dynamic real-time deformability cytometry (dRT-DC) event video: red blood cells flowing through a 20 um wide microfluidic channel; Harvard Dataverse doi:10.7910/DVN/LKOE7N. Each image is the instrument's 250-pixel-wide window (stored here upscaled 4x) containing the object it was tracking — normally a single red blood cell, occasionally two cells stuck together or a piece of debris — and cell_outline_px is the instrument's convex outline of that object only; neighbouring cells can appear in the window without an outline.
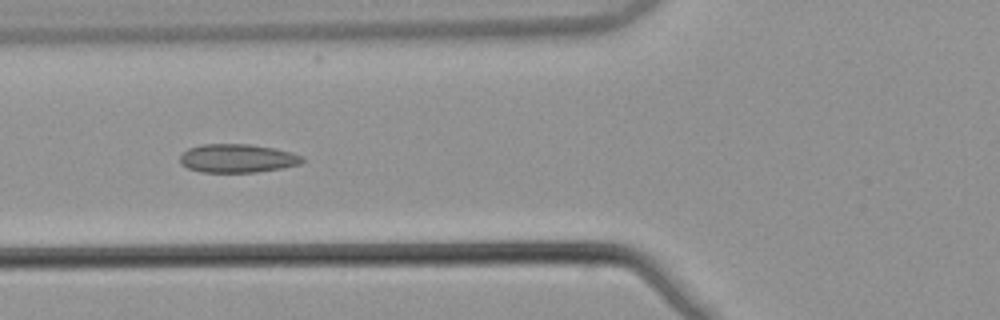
{"species": "common noctule bat (a hibernating species)", "species_latin": "Nyctalus noctula", "temperature_condition": "warm", "stored_images_in_passage": 5, "camera_frame_rate_fps": 3000, "um_per_image_px": 0.085, "animal": {"sex": "male", "body_mass_g": 21.5, "forearm_length_mm": 52.0}, "frame": {"image": 1, "passage_image": 4, "time_ms": 1.0, "image_size_px": [1000, 320], "cell_outline_px": [[304, 160], [300, 164], [280, 168], [256, 172], [200, 172], [188, 168], [180, 164], [180, 156], [188, 148], [200, 144], [248, 144], [272, 148], [292, 152], [304, 156]], "centroid_in_image_um": [20.16, 13.45], "position_along_channel_um": 105.6, "area_um2": 20.35}}
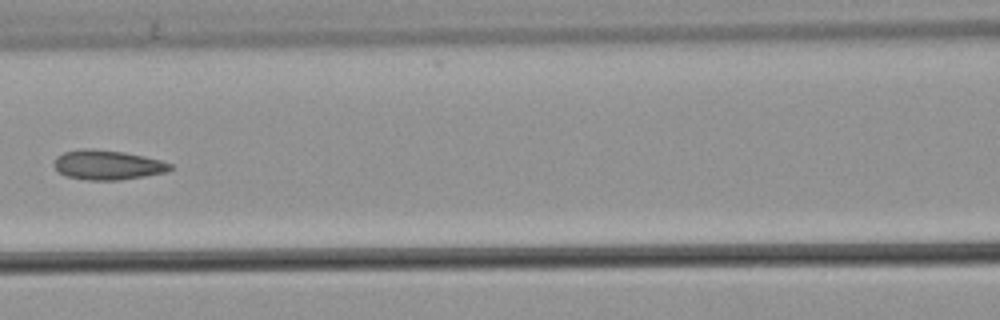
{"frame": {"image": 2, "passage_image": 5, "time_ms": 1.333, "image_size_px": [1000, 320], "cell_outline_px": [[172, 168], [164, 172], [144, 176], [120, 180], [88, 180], [64, 176], [52, 164], [56, 156], [64, 152], [80, 148], [92, 148], [124, 152], [144, 156], [160, 160], [172, 164]], "centroid_in_image_um": [9.09, 14.01], "position_along_channel_um": 157.5, "area_um2": 20.11}}